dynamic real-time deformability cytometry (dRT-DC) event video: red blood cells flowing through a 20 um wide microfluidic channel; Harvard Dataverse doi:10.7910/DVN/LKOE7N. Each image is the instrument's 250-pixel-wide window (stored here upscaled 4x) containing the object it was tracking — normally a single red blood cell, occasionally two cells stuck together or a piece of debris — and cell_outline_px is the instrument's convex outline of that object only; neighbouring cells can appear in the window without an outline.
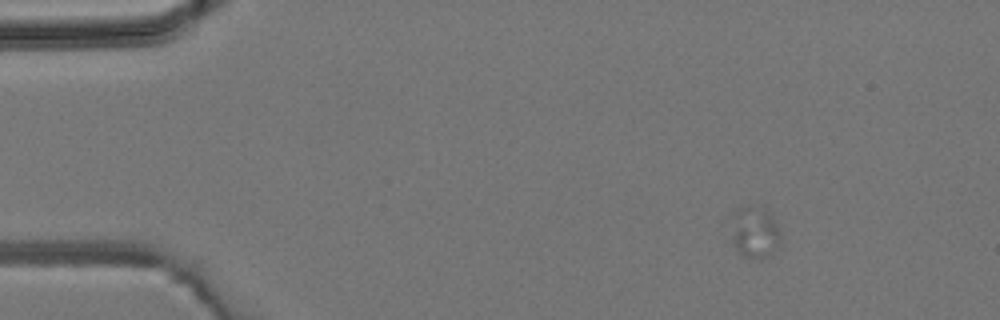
{"species": "common noctule bat (a hibernating species)", "species_latin": "Nyctalus noctula", "temperature_condition": "room temperature", "stored_images_in_passage": 2, "camera_frame_rate_fps": 3000, "um_per_image_px": 0.085, "animal": {"sex": "male", "body_mass_g": 19.2, "forearm_length_mm": 51.8}, "frame": {"image": 1, "passage_image": 1, "time_ms": 0.0, "image_size_px": [1000, 320], "cell_outline_px": [[780, 236], [776, 248], [760, 260], [740, 256], [732, 240], [728, 216], [732, 212], [740, 208], [752, 204], [764, 204], [776, 224], [780, 232]], "centroid_in_image_um": [64.07, 19.67], "position_along_channel_um": 20.9, "area_um2": 15.55}}